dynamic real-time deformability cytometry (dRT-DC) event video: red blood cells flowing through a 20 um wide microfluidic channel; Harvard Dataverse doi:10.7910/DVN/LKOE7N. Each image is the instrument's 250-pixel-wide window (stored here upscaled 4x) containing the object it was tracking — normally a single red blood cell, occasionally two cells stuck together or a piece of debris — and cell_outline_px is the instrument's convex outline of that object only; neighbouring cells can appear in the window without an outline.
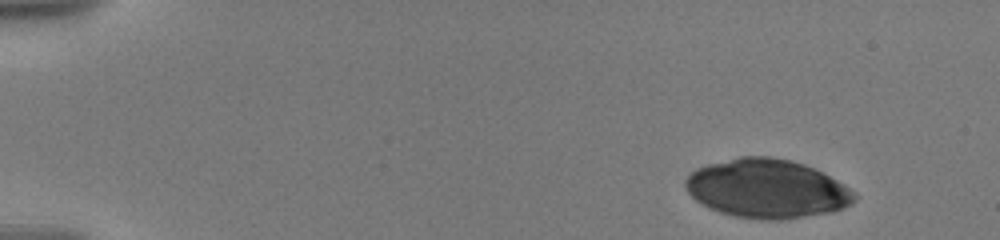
{"species": "human", "species_latin": "Homo sapiens", "temperature_condition": "warm", "stored_images_in_passage": 14, "camera_frame_rate_fps": 3000, "um_per_image_px": 0.085, "donor": {"sex": "male"}, "frame": {"image": 1, "passage_image": 1, "time_ms": 0.0, "image_size_px": [1000, 240], "cell_outline_px": [[856, 200], [852, 204], [844, 208], [832, 212], [788, 220], [760, 220], [732, 216], [720, 212], [696, 200], [688, 192], [684, 184], [684, 180], [696, 168], [708, 164], [740, 156], [768, 156], [792, 160], [804, 164], [844, 184], [856, 192]], "centroid_in_image_um": [65.22, 16.05], "position_along_channel_um": 19.8, "area_um2": 58.2}}